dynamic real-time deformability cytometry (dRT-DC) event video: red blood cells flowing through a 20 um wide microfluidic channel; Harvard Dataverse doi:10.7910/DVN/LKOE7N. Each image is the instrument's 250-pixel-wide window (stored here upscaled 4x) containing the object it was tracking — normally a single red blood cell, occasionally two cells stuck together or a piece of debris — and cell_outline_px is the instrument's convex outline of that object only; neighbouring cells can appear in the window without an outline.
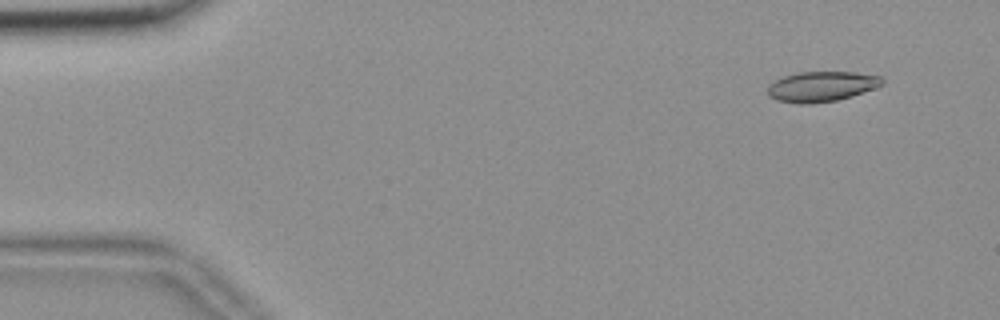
{"species": "common noctule bat (a hibernating species)", "species_latin": "Nyctalus noctula", "temperature_condition": "room temperature", "stored_images_in_passage": 56, "camera_frame_rate_fps": 3000, "um_per_image_px": 0.085, "animal": {"sex": "female", "body_mass_g": 18.4}, "frame": {"image": 1, "passage_image": 5, "time_ms": 1.333, "image_size_px": [1000, 320], "cell_outline_px": [[884, 84], [852, 96], [836, 100], [808, 104], [800, 104], [776, 100], [768, 96], [768, 84], [784, 76], [800, 72], [856, 72], [880, 76], [884, 80]], "centroid_in_image_um": [69.82, 7.35], "position_along_channel_um": 15.2, "area_um2": 20.11}}
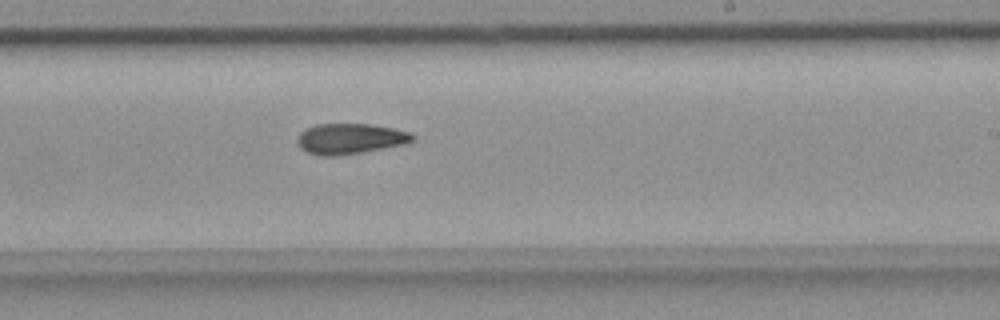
{"frame": {"image": 2, "passage_image": 34, "time_ms": 11.0, "image_size_px": [1000, 320], "cell_outline_px": [[416, 136], [412, 140], [404, 144], [360, 152], [332, 156], [324, 156], [308, 152], [300, 148], [296, 140], [300, 132], [316, 124], [368, 124], [392, 128], [412, 132]], "centroid_in_image_um": [29.75, 11.78], "position_along_channel_um": 259.2, "area_um2": 20.23}}
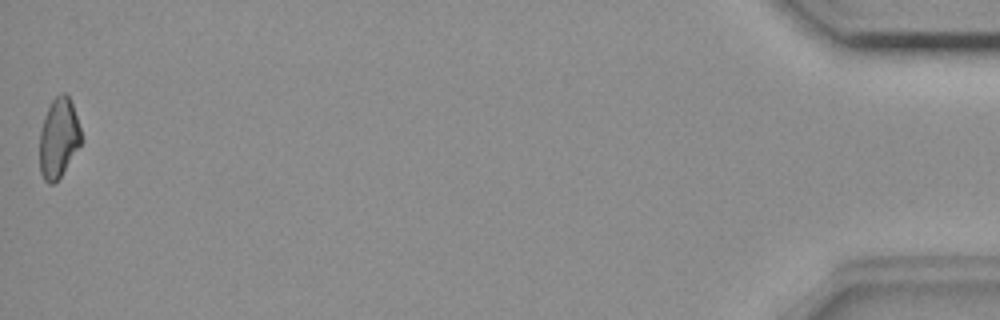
{"frame": {"image": 3, "passage_image": 56, "time_ms": 18.333, "image_size_px": [1000, 320], "cell_outline_px": [[84, 140], [60, 176], [52, 184], [48, 184], [44, 180], [40, 172], [40, 132], [44, 116], [52, 100], [60, 92], [64, 92], [68, 96], [72, 104]], "centroid_in_image_um": [4.99, 11.72], "position_along_channel_um": 430.2, "area_um2": 19.25}}